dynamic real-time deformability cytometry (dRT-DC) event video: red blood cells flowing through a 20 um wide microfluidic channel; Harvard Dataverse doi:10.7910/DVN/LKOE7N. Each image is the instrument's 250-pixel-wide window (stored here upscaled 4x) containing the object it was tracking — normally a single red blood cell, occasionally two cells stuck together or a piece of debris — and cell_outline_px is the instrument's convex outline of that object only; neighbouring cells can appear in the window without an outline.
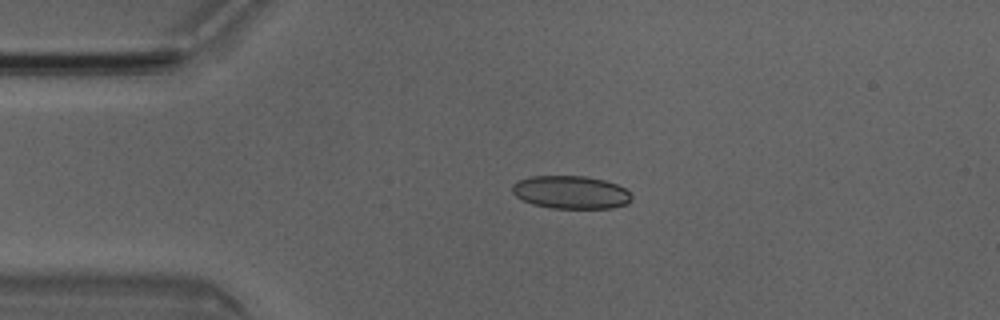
{"species": "Egyptian fruit bat (a non-hibernating species)", "species_latin": "Rousettus aegyptiacus", "temperature_condition": "room temperature", "stored_images_in_passage": 5, "camera_frame_rate_fps": 3000, "um_per_image_px": 0.085, "animal": {"sex": "male"}, "frame": {"image": 1, "passage_image": 3, "time_ms": 0.667, "image_size_px": [1000, 320], "cell_outline_px": [[632, 200], [628, 204], [612, 208], [552, 208], [532, 204], [516, 196], [512, 192], [512, 184], [516, 180], [532, 176], [584, 176], [604, 180], [616, 184], [624, 188], [632, 196]], "centroid_in_image_um": [48.51, 16.34], "position_along_channel_um": 36.5, "area_um2": 23.0}}